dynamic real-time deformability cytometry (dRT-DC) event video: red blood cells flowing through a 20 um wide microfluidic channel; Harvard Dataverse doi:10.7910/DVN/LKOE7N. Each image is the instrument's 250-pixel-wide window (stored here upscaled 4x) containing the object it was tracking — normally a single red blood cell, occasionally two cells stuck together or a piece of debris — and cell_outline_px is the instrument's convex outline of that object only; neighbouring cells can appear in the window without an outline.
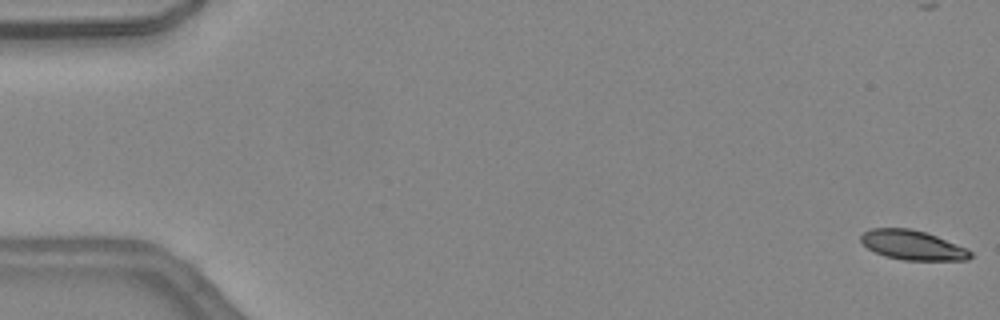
{"species": "common noctule bat (a hibernating species)", "species_latin": "Nyctalus noctula", "temperature_condition": "warm", "stored_images_in_passage": 47, "camera_frame_rate_fps": 3000, "um_per_image_px": 0.085, "animal": {"sex": "female", "body_mass_g": 24.6, "forearm_length_mm": 56.2}, "frame": {"image": 1, "passage_image": 1, "time_ms": 0.0, "image_size_px": [1000, 320], "cell_outline_px": [[972, 256], [968, 260], [900, 260], [884, 256], [868, 248], [860, 240], [860, 236], [864, 232], [872, 228], [908, 228], [924, 232], [936, 236], [964, 248], [972, 252]], "centroid_in_image_um": [77.53, 20.84], "position_along_channel_um": 7.5, "area_um2": 18.61}}
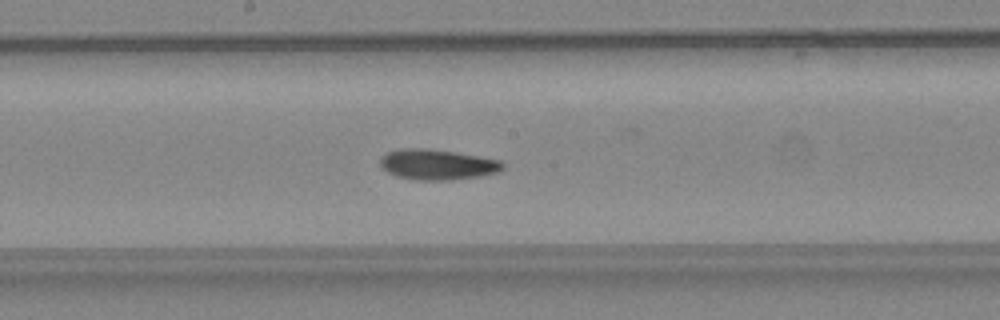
{"frame": {"image": 2, "passage_image": 25, "time_ms": 8.0, "image_size_px": [1000, 320], "cell_outline_px": [[504, 168], [500, 172], [480, 176], [452, 180], [416, 180], [396, 176], [380, 168], [380, 156], [388, 152], [400, 148], [428, 148], [456, 152], [500, 160], [504, 164]], "centroid_in_image_um": [37.16, 13.98], "position_along_channel_um": 211.0, "area_um2": 22.02}}
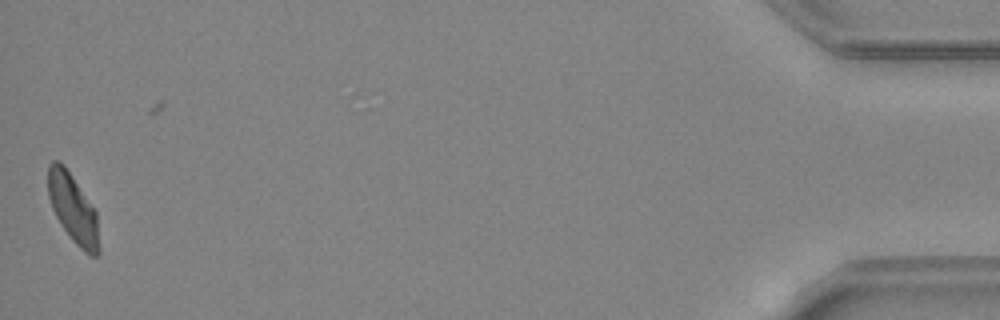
{"frame": {"image": 3, "passage_image": 46, "time_ms": 15.0, "image_size_px": [1000, 320], "cell_outline_px": [[100, 252], [96, 256], [88, 256], [72, 240], [56, 216], [52, 208], [48, 196], [48, 164], [52, 160], [60, 160], [64, 164], [96, 212], [100, 248]], "centroid_in_image_um": [6.2, 17.73], "position_along_channel_um": 429.0, "area_um2": 20.4}, "authors_computed_cell_mechanics": {"area_um2": 20.6924, "velocity_mm_per_s": 4.5043, "shape_relaxation_time_tau1_ms": 8.8006, "shape_relaxation_time_tau2_ms": 4.4941, "deformation_change_tau1": 0.2219, "deformation_change_tau2": 0.1244}}